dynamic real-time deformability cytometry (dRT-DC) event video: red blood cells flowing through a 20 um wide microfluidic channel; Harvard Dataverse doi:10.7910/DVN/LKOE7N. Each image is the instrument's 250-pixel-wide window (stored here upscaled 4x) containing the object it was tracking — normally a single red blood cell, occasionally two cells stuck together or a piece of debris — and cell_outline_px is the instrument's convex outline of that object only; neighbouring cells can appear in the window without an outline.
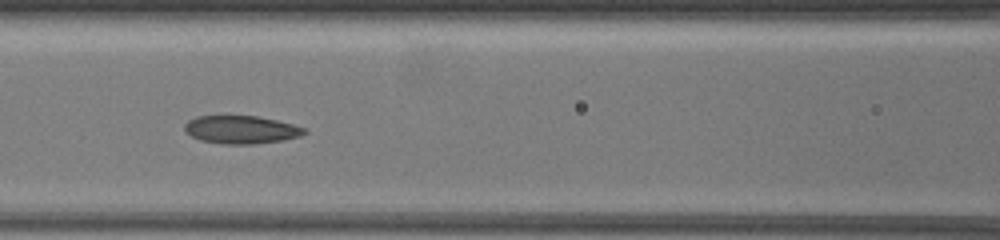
{"species": "common noctule bat (a hibernating species)", "species_latin": "Nyctalus noctula", "temperature_condition": "warm", "stored_images_in_passage": 26, "camera_frame_rate_fps": 3000, "um_per_image_px": 0.085, "animal": {"sex": "female", "body_mass_g": 19.5, "forearm_length_mm": 54.1}, "frame": {"image": 1, "passage_image": 11, "time_ms": 6.0, "image_size_px": [1000, 240], "cell_outline_px": [[308, 132], [300, 136], [284, 140], [256, 144], [224, 144], [200, 140], [192, 136], [184, 128], [184, 124], [188, 120], [196, 116], [256, 116], [276, 120], [292, 124], [304, 128]], "centroid_in_image_um": [20.5, 11.02], "position_along_channel_um": 146.1, "area_um2": 19.48}}
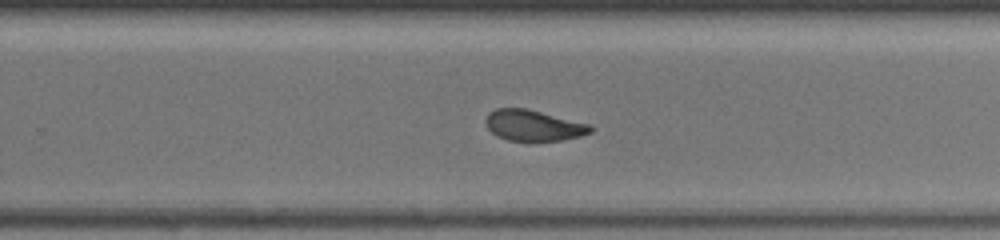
{"frame": {"image": 2, "passage_image": 17, "time_ms": 9.333, "image_size_px": [1000, 240], "cell_outline_px": [[592, 132], [580, 136], [560, 140], [528, 144], [508, 140], [496, 136], [488, 128], [488, 112], [496, 108], [524, 108], [592, 124]], "centroid_in_image_um": [45.37, 10.71], "position_along_channel_um": 284.4, "area_um2": 19.31}}
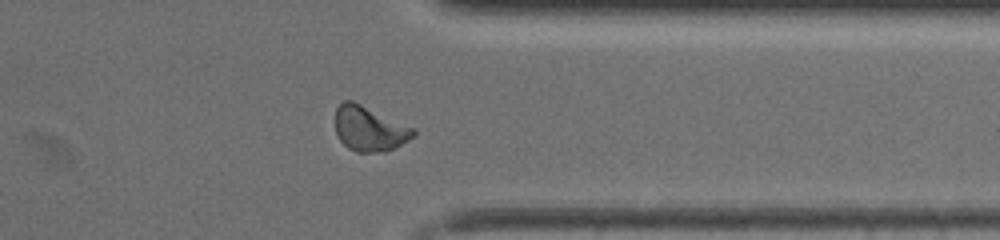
{"frame": {"image": 3, "passage_image": 21, "time_ms": 11.667, "image_size_px": [1000, 240], "cell_outline_px": [[416, 136], [384, 152], [356, 152], [348, 148], [336, 136], [336, 108], [344, 100], [352, 100], [416, 128]], "centroid_in_image_um": [31.41, 10.94], "position_along_channel_um": 380.0, "area_um2": 20.52}, "authors_computed_cell_mechanics": {"area_um2": 20.4901, "velocity_mm_per_s": 4.1647, "shape_relaxation_time_tau1_ms": 4.5952, "shape_relaxation_time_tau2_ms": 1.8534, "deformation_change_tau1": 0.129, "deformation_change_tau2": 0.0732}}